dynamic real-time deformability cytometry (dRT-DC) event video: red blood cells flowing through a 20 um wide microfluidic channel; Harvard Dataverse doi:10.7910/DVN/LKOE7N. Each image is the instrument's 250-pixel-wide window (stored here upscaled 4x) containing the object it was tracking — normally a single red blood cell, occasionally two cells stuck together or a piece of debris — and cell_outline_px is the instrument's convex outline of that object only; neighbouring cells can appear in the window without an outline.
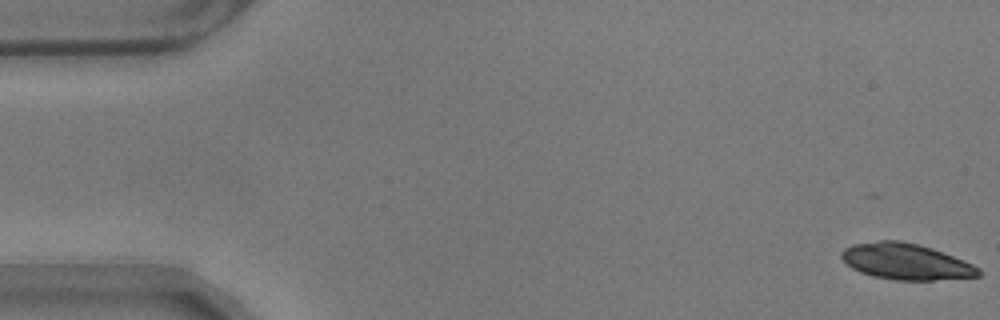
{"species": "common noctule bat (a hibernating species)", "species_latin": "Nyctalus noctula", "temperature_condition": "warm", "stored_images_in_passage": 34, "camera_frame_rate_fps": 3000, "um_per_image_px": 0.085, "animal": {"sex": "male", "body_mass_g": 17.9}, "frame": {"image": 1, "passage_image": 1, "time_ms": 0.0, "image_size_px": [1000, 320], "cell_outline_px": [[984, 272], [980, 276], [932, 280], [896, 280], [872, 276], [860, 272], [852, 268], [840, 256], [840, 252], [844, 248], [852, 244], [880, 240], [900, 240], [932, 248], [964, 260], [980, 268]], "centroid_in_image_um": [77.01, 22.23], "position_along_channel_um": 8.0, "area_um2": 28.9}}